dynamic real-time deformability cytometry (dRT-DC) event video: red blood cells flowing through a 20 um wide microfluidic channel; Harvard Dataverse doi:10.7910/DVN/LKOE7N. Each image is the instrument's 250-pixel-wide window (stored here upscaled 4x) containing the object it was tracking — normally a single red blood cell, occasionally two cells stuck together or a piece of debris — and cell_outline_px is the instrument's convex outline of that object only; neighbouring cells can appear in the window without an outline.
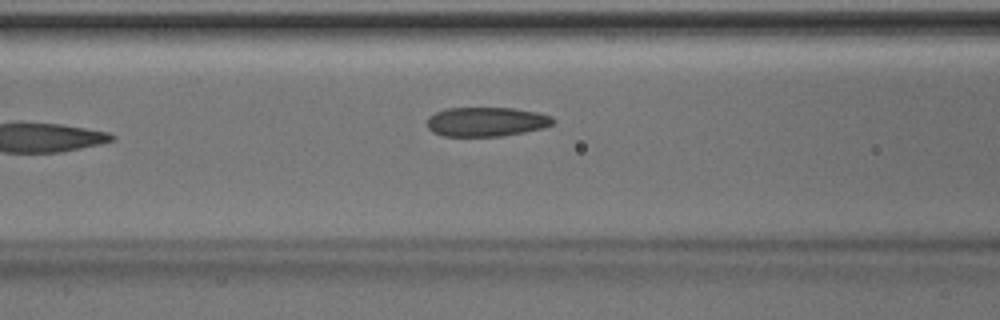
{"species": "Egyptian fruit bat (a non-hibernating species)", "species_latin": "Rousettus aegyptiacus", "temperature_condition": "room temperature", "stored_images_in_passage": 4, "camera_frame_rate_fps": 3000, "um_per_image_px": 0.085, "animal": {"sex": "male"}, "frame": {"image": 1, "passage_image": 4, "time_ms": 1.0, "image_size_px": [1000, 320], "cell_outline_px": [[556, 120], [552, 124], [544, 128], [524, 132], [500, 136], [444, 136], [432, 132], [428, 128], [428, 116], [444, 108], [512, 108], [536, 112], [552, 116]], "centroid_in_image_um": [41.34, 10.35], "position_along_channel_um": 125.3, "area_um2": 21.56}}